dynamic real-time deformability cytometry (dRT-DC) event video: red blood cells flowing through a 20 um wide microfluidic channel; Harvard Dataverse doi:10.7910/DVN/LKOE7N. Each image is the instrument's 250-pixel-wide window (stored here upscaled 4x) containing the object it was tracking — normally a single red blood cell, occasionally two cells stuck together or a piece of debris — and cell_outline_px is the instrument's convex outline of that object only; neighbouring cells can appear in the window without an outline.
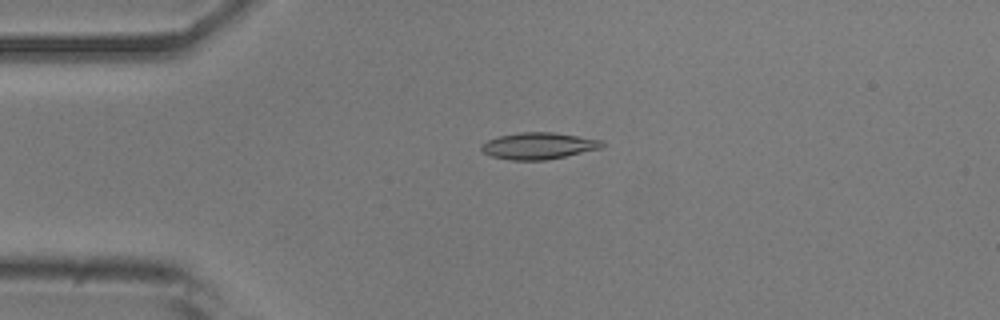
{"species": "common noctule bat (a hibernating species)", "species_latin": "Nyctalus noctula", "temperature_condition": "room temperature", "stored_images_in_passage": 8, "camera_frame_rate_fps": 3000, "um_per_image_px": 0.085, "animal": {"sex": "male", "body_mass_g": 20.5, "forearm_length_mm": 52.5}, "frame": {"image": 1, "passage_image": 4, "time_ms": 1.0, "image_size_px": [1000, 320], "cell_outline_px": [[604, 144], [600, 148], [564, 156], [544, 160], [508, 160], [492, 156], [484, 152], [480, 148], [488, 140], [500, 136], [520, 132], [552, 132], [604, 140]], "centroid_in_image_um": [45.78, 12.39], "position_along_channel_um": 39.2, "area_um2": 18.44}}
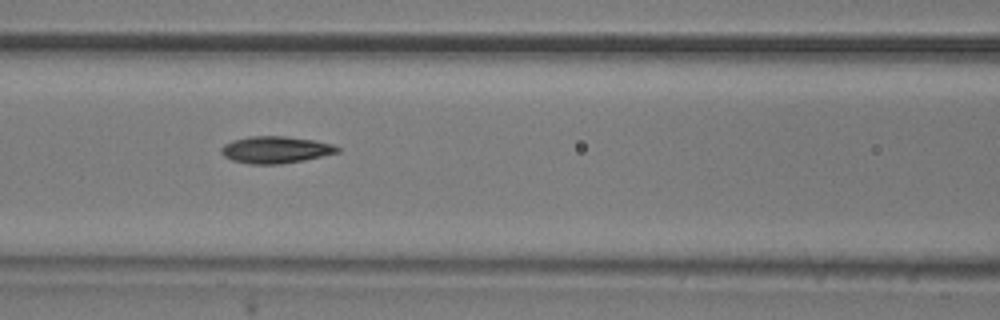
{"frame": {"image": 2, "passage_image": 7, "time_ms": 2.0, "image_size_px": [1000, 320], "cell_outline_px": [[340, 152], [304, 160], [280, 164], [248, 164], [232, 160], [224, 156], [220, 152], [220, 148], [224, 144], [232, 140], [248, 136], [284, 136], [312, 140], [332, 144], [340, 148]], "centroid_in_image_um": [23.39, 12.73], "position_along_channel_um": 143.2, "area_um2": 18.26}}
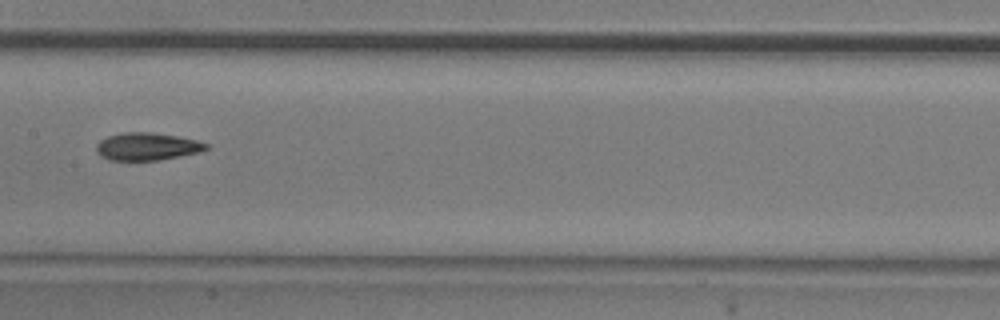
{"frame": {"image": 3, "passage_image": 8, "time_ms": 2.333, "image_size_px": [1000, 320], "cell_outline_px": [[208, 148], [196, 152], [160, 160], [108, 160], [100, 156], [96, 152], [96, 144], [100, 140], [108, 136], [124, 132], [152, 132], [176, 136], [196, 140], [208, 144]], "centroid_in_image_um": [12.43, 12.45], "position_along_channel_um": 195.0, "area_um2": 17.51}}